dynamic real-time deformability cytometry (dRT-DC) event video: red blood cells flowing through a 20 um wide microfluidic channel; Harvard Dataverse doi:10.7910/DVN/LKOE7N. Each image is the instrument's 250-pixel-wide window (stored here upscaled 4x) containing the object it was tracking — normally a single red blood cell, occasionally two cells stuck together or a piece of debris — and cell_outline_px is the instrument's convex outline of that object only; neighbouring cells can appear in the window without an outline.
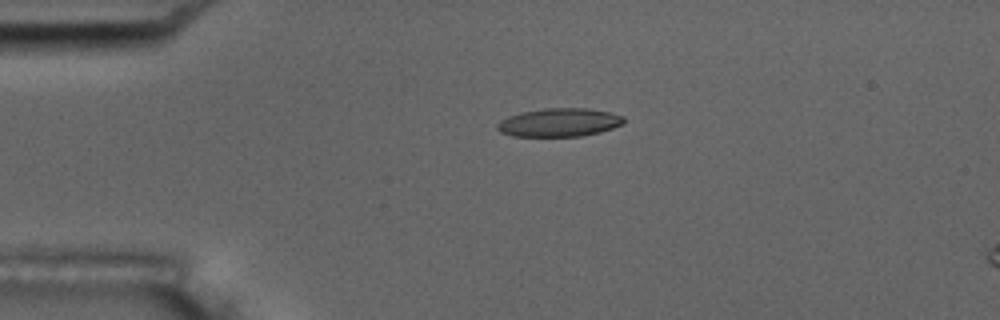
{"species": "common noctule bat (a hibernating species)", "species_latin": "Nyctalus noctula", "temperature_condition": "room temperature", "stored_images_in_passage": 5, "camera_frame_rate_fps": 3000, "um_per_image_px": 0.085, "animal": {"sex": "male", "body_mass_g": 17.5, "forearm_length_mm": 52.3}, "frame": {"image": 1, "passage_image": 3, "time_ms": 2.0, "image_size_px": [1000, 320], "cell_outline_px": [[624, 124], [600, 132], [580, 136], [512, 136], [500, 132], [496, 128], [496, 124], [500, 120], [508, 116], [520, 112], [544, 108], [588, 108], [608, 112], [624, 116]], "centroid_in_image_um": [47.51, 10.4], "position_along_channel_um": 37.5, "area_um2": 21.04}}